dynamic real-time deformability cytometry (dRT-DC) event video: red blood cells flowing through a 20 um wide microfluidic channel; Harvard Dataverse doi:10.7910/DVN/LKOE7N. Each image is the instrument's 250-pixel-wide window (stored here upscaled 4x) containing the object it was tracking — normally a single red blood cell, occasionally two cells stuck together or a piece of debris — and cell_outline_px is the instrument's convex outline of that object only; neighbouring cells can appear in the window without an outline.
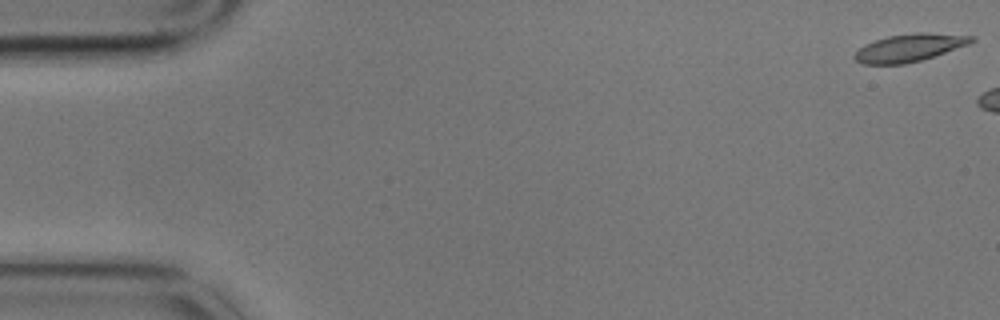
{"species": "common noctule bat (a hibernating species)", "species_latin": "Nyctalus noctula", "temperature_condition": "cold", "stored_images_in_passage": 4, "camera_frame_rate_fps": 3000, "um_per_image_px": 0.085, "animal": {"sex": "male", "body_mass_g": 17.9}, "frame": {"image": 1, "passage_image": 1, "time_ms": 0.0, "image_size_px": [1000, 320], "cell_outline_px": [[976, 40], [968, 44], [920, 60], [904, 64], [864, 64], [856, 60], [852, 56], [864, 44], [888, 36], [916, 32], [924, 32], [976, 36]], "centroid_in_image_um": [77.29, 4.04], "position_along_channel_um": 7.7, "area_um2": 18.61}}